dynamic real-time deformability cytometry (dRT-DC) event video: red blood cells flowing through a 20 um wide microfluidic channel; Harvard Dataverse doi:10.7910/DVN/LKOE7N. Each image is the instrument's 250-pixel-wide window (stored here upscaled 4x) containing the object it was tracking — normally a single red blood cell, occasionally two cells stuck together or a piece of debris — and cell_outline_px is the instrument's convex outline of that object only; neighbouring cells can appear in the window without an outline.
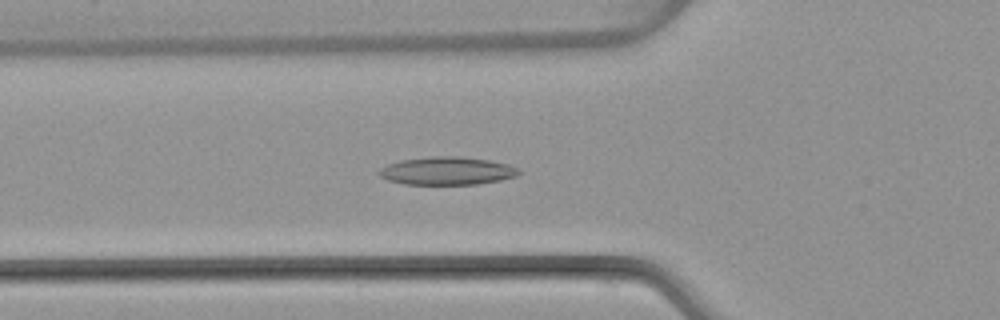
{"species": "common noctule bat (a hibernating species)", "species_latin": "Nyctalus noctula", "temperature_condition": "warm", "stored_images_in_passage": 49, "camera_frame_rate_fps": 3000, "um_per_image_px": 0.085, "animal": {"sex": "female", "body_mass_g": 22.7, "forearm_length_mm": 54.2}, "frame": {"image": 1, "passage_image": 17, "time_ms": 5.333, "image_size_px": [1000, 320], "cell_outline_px": [[520, 172], [516, 176], [500, 180], [476, 184], [404, 184], [388, 180], [380, 176], [376, 172], [380, 168], [388, 164], [400, 160], [432, 156], [460, 156], [488, 160], [508, 164], [520, 168]], "centroid_in_image_um": [37.98, 14.52], "position_along_channel_um": 87.8, "area_um2": 22.83}}
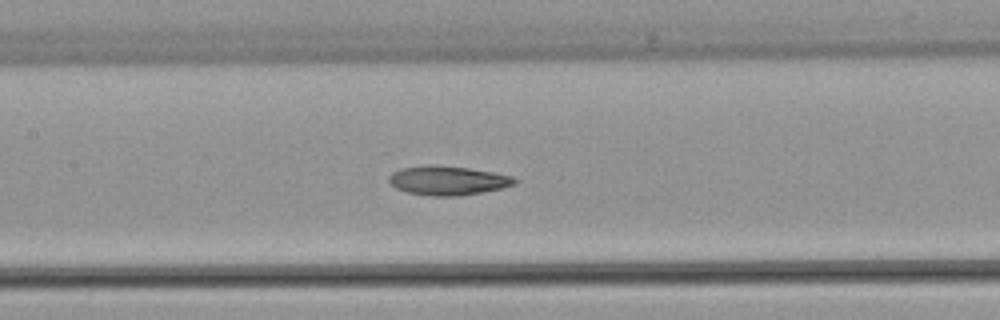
{"frame": {"image": 2, "passage_image": 23, "time_ms": 7.333, "image_size_px": [1000, 320], "cell_outline_px": [[516, 184], [500, 188], [460, 196], [432, 196], [408, 192], [396, 188], [388, 180], [388, 176], [392, 172], [400, 168], [468, 168], [492, 172], [512, 176], [516, 180]], "centroid_in_image_um": [38.08, 15.39], "position_along_channel_um": 169.3, "area_um2": 20.23}}
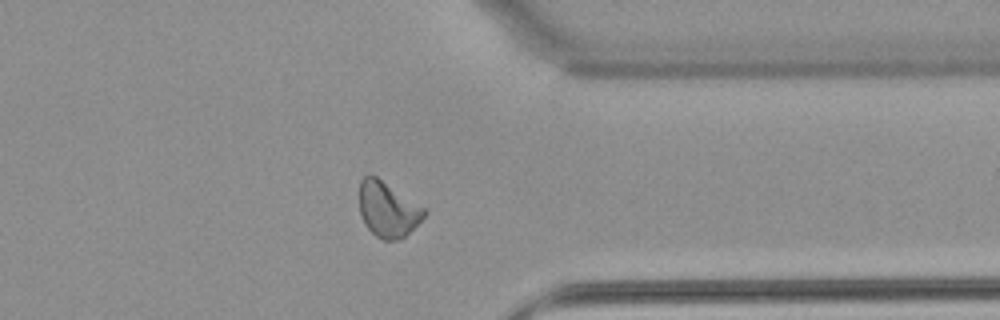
{"frame": {"image": 3, "passage_image": 39, "time_ms": 12.667, "image_size_px": [1000, 320], "cell_outline_px": [[428, 212], [400, 240], [384, 240], [376, 236], [364, 224], [360, 212], [360, 180], [368, 172], [376, 176], [428, 208]], "centroid_in_image_um": [32.97, 17.76], "position_along_channel_um": 378.4, "area_um2": 21.1}, "authors_computed_cell_mechanics": {"area_um2": 21.097, "velocity_mm_per_s": 4.0462, "shape_relaxation_time_tau1_ms": null, "shape_relaxation_time_tau2_ms": 4.6463, "deformation_change_tau1": null, "deformation_change_tau2": 0.121}}